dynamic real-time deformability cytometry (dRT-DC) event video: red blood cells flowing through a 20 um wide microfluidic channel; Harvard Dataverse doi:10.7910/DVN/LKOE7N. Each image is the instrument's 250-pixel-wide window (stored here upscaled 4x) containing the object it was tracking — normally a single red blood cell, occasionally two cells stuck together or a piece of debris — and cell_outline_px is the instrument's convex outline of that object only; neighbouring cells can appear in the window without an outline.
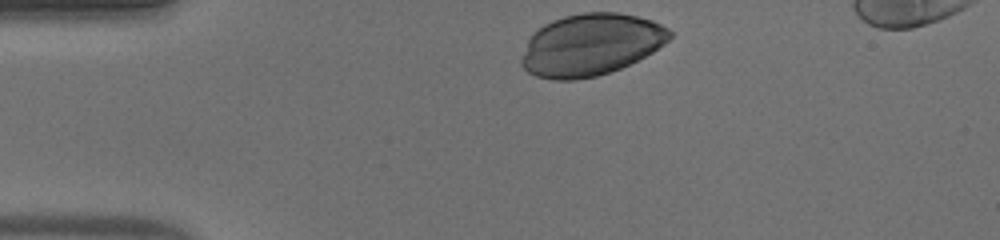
{"species": "human", "species_latin": "Homo sapiens", "temperature_condition": "warm", "stored_images_in_passage": 30, "camera_frame_rate_fps": 3000, "um_per_image_px": 0.085, "donor": {"sex": "male"}, "frame": {"image": 1, "passage_image": 1, "time_ms": 0.0, "image_size_px": [1000, 240], "cell_outline_px": [[672, 36], [664, 44], [652, 52], [620, 68], [596, 76], [576, 80], [552, 80], [536, 76], [528, 72], [520, 64], [520, 60], [528, 40], [532, 32], [544, 24], [552, 20], [564, 16], [584, 12], [620, 12], [652, 20], [668, 28], [672, 32]], "centroid_in_image_um": [50.19, 3.79], "position_along_channel_um": 34.8, "area_um2": 53.52}}
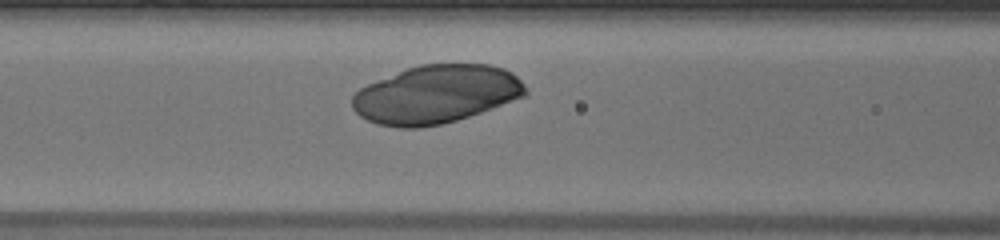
{"frame": {"image": 2, "passage_image": 11, "time_ms": 3.333, "image_size_px": [1000, 240], "cell_outline_px": [[528, 92], [524, 96], [492, 108], [456, 120], [440, 124], [420, 128], [400, 128], [376, 124], [360, 116], [352, 108], [352, 96], [360, 88], [368, 84], [408, 68], [420, 64], [488, 64], [504, 68], [512, 72], [524, 84]], "centroid_in_image_um": [37.06, 8.02], "position_along_channel_um": 129.5, "area_um2": 58.55}}
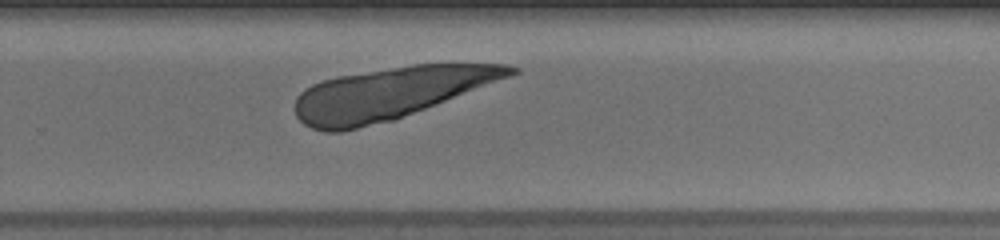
{"frame": {"image": 3, "passage_image": 23, "time_ms": 7.333, "image_size_px": [1000, 240], "cell_outline_px": [[520, 72], [396, 120], [340, 132], [324, 132], [312, 128], [304, 124], [296, 116], [296, 96], [304, 88], [312, 84], [336, 76], [412, 64], [508, 64], [520, 68]], "centroid_in_image_um": [33.13, 7.94], "position_along_channel_um": 296.7, "area_um2": 65.03}}